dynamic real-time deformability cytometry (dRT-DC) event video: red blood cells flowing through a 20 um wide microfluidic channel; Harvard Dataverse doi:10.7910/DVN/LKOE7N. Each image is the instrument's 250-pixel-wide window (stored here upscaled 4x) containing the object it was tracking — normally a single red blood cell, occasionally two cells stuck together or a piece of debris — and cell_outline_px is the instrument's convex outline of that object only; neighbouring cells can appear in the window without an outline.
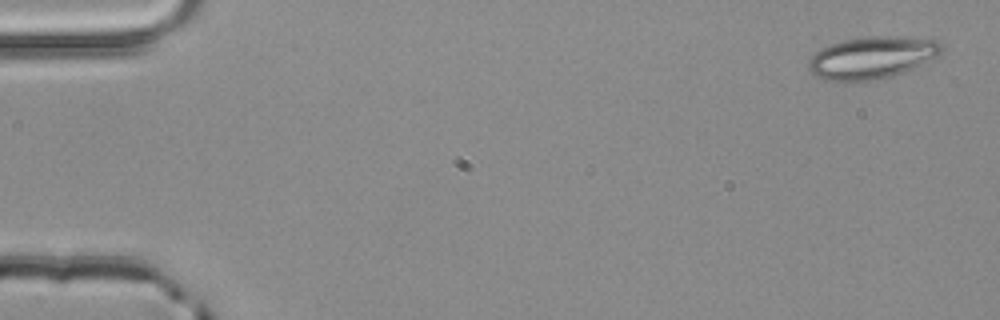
{"species": "common noctule bat (a hibernating species)", "species_latin": "Nyctalus noctula", "temperature_condition": "room temperature", "stored_images_in_passage": 4, "camera_frame_rate_fps": 3000, "um_per_image_px": 0.085, "animal": {"sex": "male", "body_mass_g": 20.4}, "frame": {"image": 1, "passage_image": 1, "time_ms": 0.0, "image_size_px": [1000, 320], "cell_outline_px": [[944, 48], [936, 56], [924, 64], [904, 72], [892, 76], [876, 80], [824, 80], [816, 76], [808, 68], [808, 60], [820, 48], [828, 44], [844, 40], [868, 36], [880, 36], [936, 40]], "centroid_in_image_um": [74.09, 4.9], "position_along_channel_um": 10.9, "area_um2": 32.37}}